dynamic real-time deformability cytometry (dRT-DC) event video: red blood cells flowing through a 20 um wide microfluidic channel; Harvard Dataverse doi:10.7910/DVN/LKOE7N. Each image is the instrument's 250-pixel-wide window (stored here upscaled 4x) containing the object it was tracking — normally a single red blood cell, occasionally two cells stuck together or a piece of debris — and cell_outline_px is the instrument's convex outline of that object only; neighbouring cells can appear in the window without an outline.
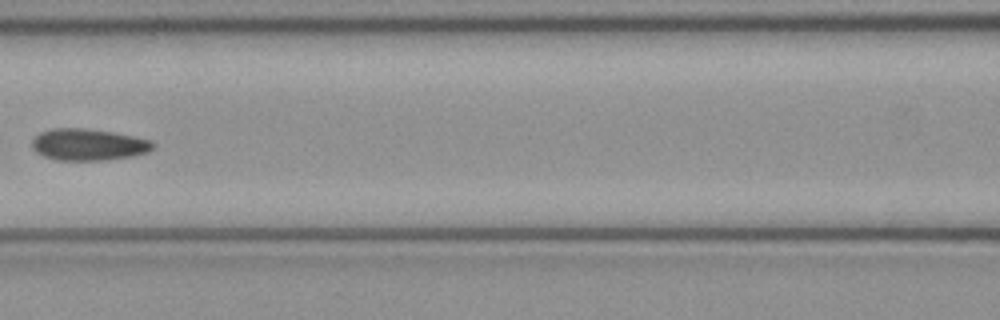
{"species": "common noctule bat (a hibernating species)", "species_latin": "Nyctalus noctula", "temperature_condition": "cold", "stored_images_in_passage": 7, "camera_frame_rate_fps": 3000, "um_per_image_px": 0.085, "animal": {"sex": "female", "body_mass_g": 21.9}, "frame": {"image": 1, "passage_image": 7, "time_ms": 2.0, "image_size_px": [1000, 320], "cell_outline_px": [[156, 144], [148, 152], [132, 156], [104, 160], [56, 160], [44, 156], [36, 152], [32, 148], [32, 140], [40, 132], [52, 128], [84, 128], [112, 132], [152, 140]], "centroid_in_image_um": [7.5, 12.29], "position_along_channel_um": 159.1, "area_um2": 22.31}}